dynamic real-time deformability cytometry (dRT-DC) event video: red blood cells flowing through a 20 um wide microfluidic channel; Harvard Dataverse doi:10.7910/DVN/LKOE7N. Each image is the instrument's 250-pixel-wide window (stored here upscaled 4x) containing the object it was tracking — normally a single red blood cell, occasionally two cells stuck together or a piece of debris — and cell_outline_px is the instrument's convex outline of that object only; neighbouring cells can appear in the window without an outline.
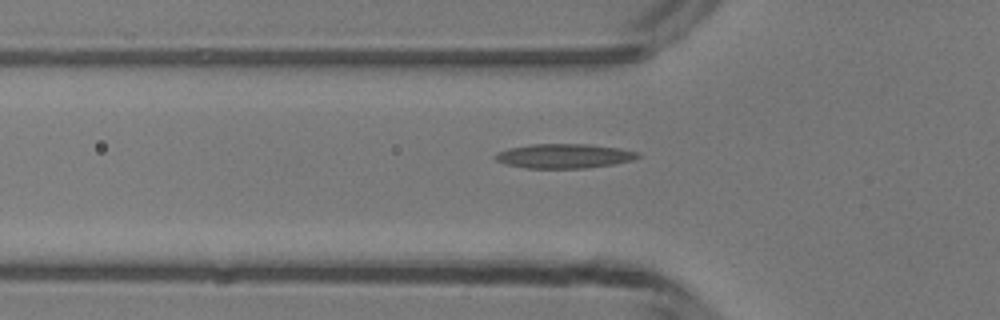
{"species": "common noctule bat (a hibernating species)", "species_latin": "Nyctalus noctula", "temperature_condition": "room temperature", "stored_images_in_passage": 45, "camera_frame_rate_fps": 3000, "um_per_image_px": 0.085, "animal": {"sex": "male", "body_mass_g": 13.3}, "frame": {"image": 1, "passage_image": 16, "time_ms": 5.0, "image_size_px": [1000, 320], "cell_outline_px": [[640, 156], [632, 160], [612, 164], [584, 168], [524, 168], [504, 164], [496, 160], [492, 156], [496, 152], [508, 148], [532, 144], [588, 144], [620, 148], [640, 152]], "centroid_in_image_um": [47.9, 13.25], "position_along_channel_um": 77.9, "area_um2": 20.4}}
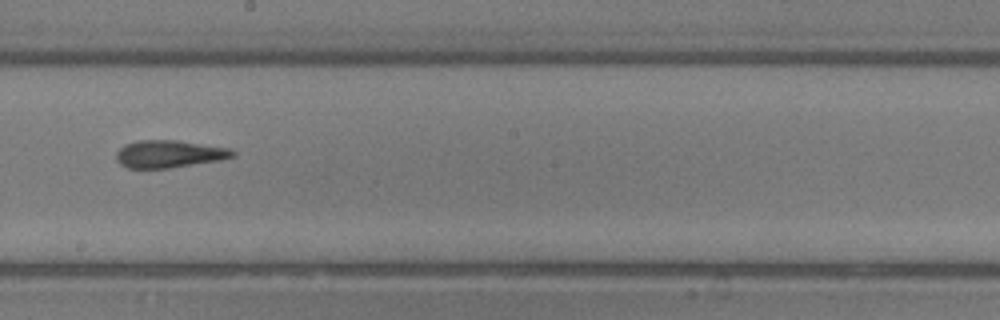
{"frame": {"image": 2, "passage_image": 27, "time_ms": 8.667, "image_size_px": [1000, 320], "cell_outline_px": [[236, 156], [220, 160], [168, 168], [128, 168], [120, 164], [116, 160], [116, 152], [124, 144], [136, 140], [176, 140], [228, 148], [236, 152]], "centroid_in_image_um": [14.35, 13.08], "position_along_channel_um": 233.9, "area_um2": 18.61}}
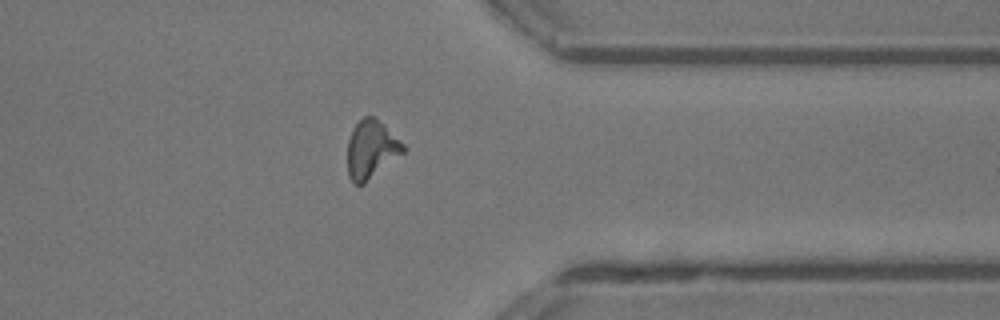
{"frame": {"image": 3, "passage_image": 38, "time_ms": 12.333, "image_size_px": [1000, 320], "cell_outline_px": [[408, 148], [404, 152], [364, 184], [352, 184], [348, 176], [348, 140], [352, 128], [364, 116], [372, 116], [384, 124]], "centroid_in_image_um": [31.55, 12.71], "position_along_channel_um": 379.8, "area_um2": 18.9}, "authors_computed_cell_mechanics": {"area_um2": 18.785, "velocity_mm_per_s": 4.2239, "shape_relaxation_time_tau1_ms": null, "shape_relaxation_time_tau2_ms": 3.4682, "deformation_change_tau1": null, "deformation_change_tau2": 0.1472}}